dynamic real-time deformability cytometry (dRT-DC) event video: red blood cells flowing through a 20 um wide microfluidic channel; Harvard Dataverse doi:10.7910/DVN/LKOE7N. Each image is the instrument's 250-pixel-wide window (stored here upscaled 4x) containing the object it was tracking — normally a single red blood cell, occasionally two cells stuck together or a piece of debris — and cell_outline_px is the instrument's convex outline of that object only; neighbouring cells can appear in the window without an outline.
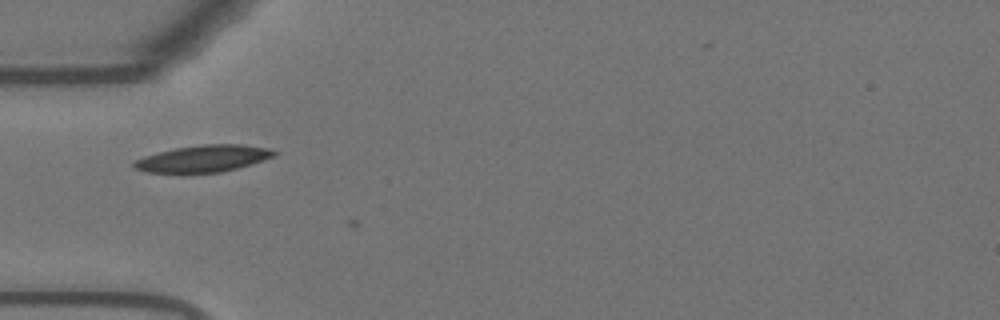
{"species": "Egyptian fruit bat (a non-hibernating species)", "species_latin": "Rousettus aegyptiacus", "temperature_condition": "warm", "stored_images_in_passage": 6, "camera_frame_rate_fps": 3000, "um_per_image_px": 0.085, "animal": {"sex": "female"}, "frame": {"image": 1, "passage_image": 4, "time_ms": 1.0, "image_size_px": [1000, 320], "cell_outline_px": [[280, 152], [276, 156], [252, 164], [220, 172], [184, 176], [148, 172], [132, 168], [132, 164], [136, 160], [144, 156], [176, 148], [204, 144], [240, 144], [268, 148]], "centroid_in_image_um": [17.25, 13.53], "position_along_channel_um": 67.7, "area_um2": 22.72}}